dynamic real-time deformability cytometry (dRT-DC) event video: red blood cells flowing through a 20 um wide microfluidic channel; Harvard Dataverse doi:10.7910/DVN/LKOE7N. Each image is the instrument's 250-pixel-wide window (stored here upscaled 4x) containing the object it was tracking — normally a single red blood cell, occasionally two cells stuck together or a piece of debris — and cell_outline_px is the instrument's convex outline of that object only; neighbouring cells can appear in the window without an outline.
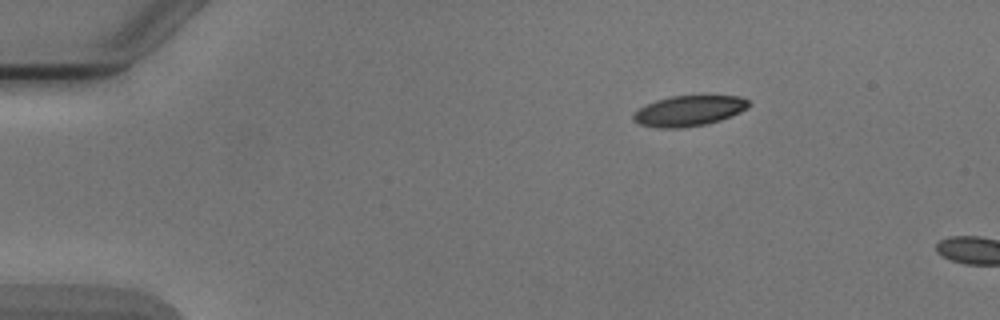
{"species": "Egyptian fruit bat (a non-hibernating species)", "species_latin": "Rousettus aegyptiacus", "temperature_condition": "cold", "stored_images_in_passage": 2, "camera_frame_rate_fps": 3000, "um_per_image_px": 0.085, "animal": {"sex": "male"}, "frame": {"image": 1, "passage_image": 2, "time_ms": 2.333, "image_size_px": [1000, 320], "cell_outline_px": [[748, 108], [740, 112], [720, 120], [704, 124], [680, 128], [656, 128], [640, 124], [632, 120], [632, 112], [656, 100], [672, 96], [740, 96], [748, 100]], "centroid_in_image_um": [58.52, 9.42], "position_along_channel_um": 26.5, "area_um2": 20.35}}